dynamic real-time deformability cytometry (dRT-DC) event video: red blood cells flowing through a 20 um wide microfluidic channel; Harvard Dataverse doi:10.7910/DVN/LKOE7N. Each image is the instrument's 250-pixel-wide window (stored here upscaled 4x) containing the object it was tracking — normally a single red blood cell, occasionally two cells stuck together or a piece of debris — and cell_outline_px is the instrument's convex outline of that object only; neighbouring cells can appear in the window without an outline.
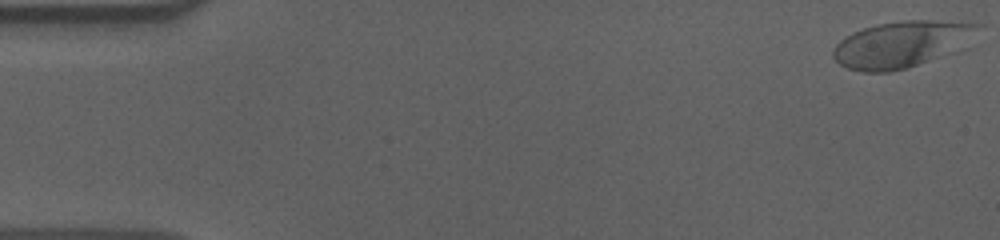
{"species": "human", "species_latin": "Homo sapiens", "temperature_condition": "cold", "stored_images_in_passage": 56, "camera_frame_rate_fps": 3000, "um_per_image_px": 0.085, "donor": {"sex": "male"}, "frame": {"image": 1, "passage_image": 1, "time_ms": 0.0, "image_size_px": [1000, 240], "cell_outline_px": [[984, 24], [940, 56], [904, 68], [888, 72], [864, 72], [848, 68], [840, 64], [832, 56], [832, 52], [836, 44], [840, 40], [864, 28], [880, 24], [904, 20], [928, 20]], "centroid_in_image_um": [76.46, 3.76], "position_along_channel_um": 8.5, "area_um2": 37.11}}
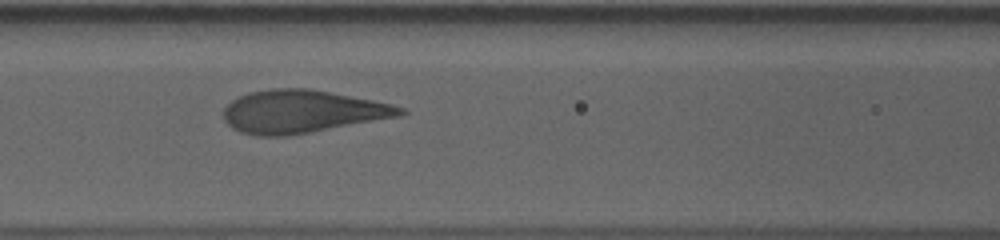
{"frame": {"image": 2, "passage_image": 24, "time_ms": 7.667, "image_size_px": [1000, 240], "cell_outline_px": [[408, 112], [400, 116], [288, 136], [256, 136], [240, 132], [232, 128], [224, 120], [224, 108], [232, 100], [248, 92], [272, 88], [308, 88], [372, 100], [392, 104], [404, 108]], "centroid_in_image_um": [25.65, 9.48], "position_along_channel_um": 141.0, "area_um2": 43.99}}
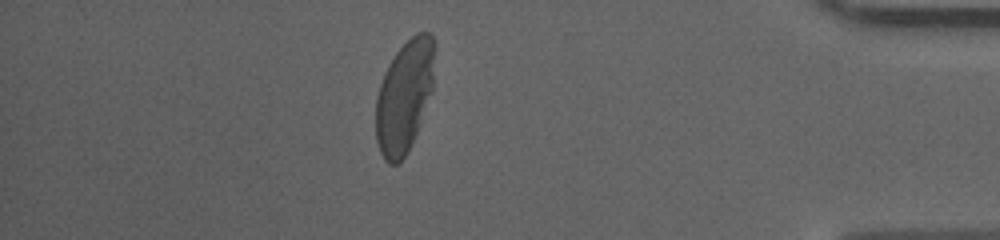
{"frame": {"image": 3, "passage_image": 49, "time_ms": 16.0, "image_size_px": [1000, 240], "cell_outline_px": [[436, 48], [432, 92], [420, 124], [404, 156], [396, 164], [388, 164], [384, 160], [380, 152], [376, 140], [376, 96], [384, 72], [388, 64], [396, 52], [416, 32], [428, 32], [432, 36], [436, 44]], "centroid_in_image_um": [34.38, 8.14], "position_along_channel_um": 400.8, "area_um2": 38.55}, "authors_computed_cell_mechanics": {"area_um2": 42.4252, "velocity_mm_per_s": 3.6015, "shape_relaxation_time_tau1_ms": 4.9992, "shape_relaxation_time_tau2_ms": null, "deformation_change_tau1": 0.1796, "deformation_change_tau2": null}}